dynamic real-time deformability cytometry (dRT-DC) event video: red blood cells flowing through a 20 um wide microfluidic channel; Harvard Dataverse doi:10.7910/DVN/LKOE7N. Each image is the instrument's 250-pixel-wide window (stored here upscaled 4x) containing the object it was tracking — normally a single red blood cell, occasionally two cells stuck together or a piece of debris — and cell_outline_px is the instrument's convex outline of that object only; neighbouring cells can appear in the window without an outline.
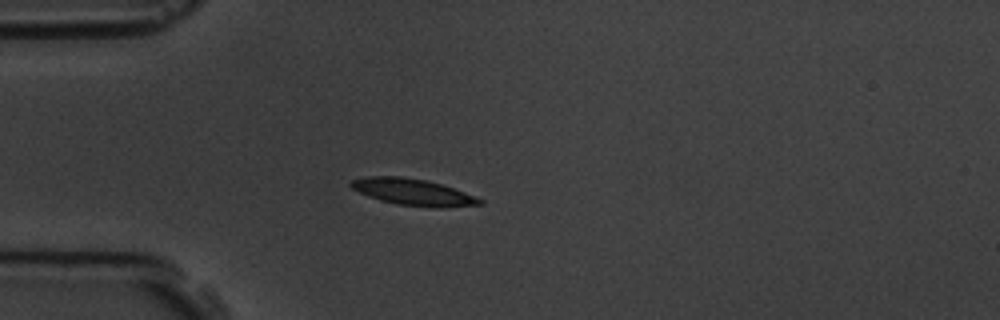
{"species": "common noctule bat (a hibernating species)", "species_latin": "Nyctalus noctula", "temperature_condition": "room temperature", "stored_images_in_passage": 9, "camera_frame_rate_fps": 3000, "um_per_image_px": 0.085, "animal": {"sex": "male", "body_mass_g": 19.5, "forearm_length_mm": 54.6}, "frame": {"image": 1, "passage_image": 3, "time_ms": 2.333, "image_size_px": [1000, 320], "cell_outline_px": [[484, 204], [440, 208], [432, 208], [396, 204], [380, 200], [368, 196], [352, 188], [348, 184], [352, 180], [364, 176], [400, 176], [424, 180], [440, 184], [476, 196], [484, 200]], "centroid_in_image_um": [35.11, 16.33], "position_along_channel_um": 49.9, "area_um2": 19.94}}
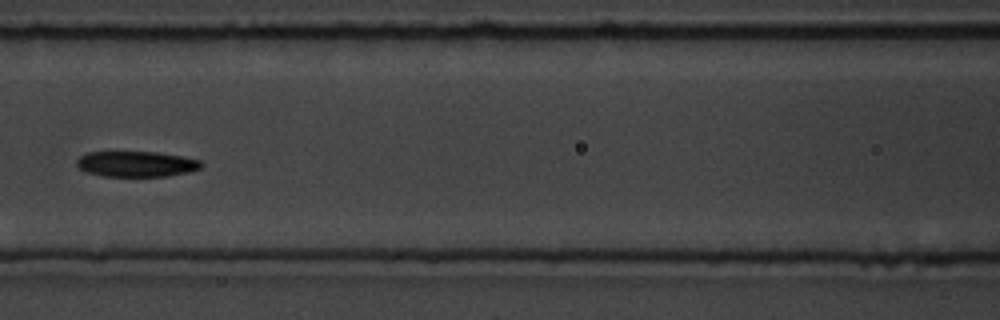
{"frame": {"image": 2, "passage_image": 6, "time_ms": 5.667, "image_size_px": [1000, 320], "cell_outline_px": [[204, 164], [200, 168], [188, 172], [168, 176], [104, 176], [88, 172], [80, 168], [76, 164], [76, 160], [80, 156], [88, 152], [156, 152], [180, 156], [200, 160]], "centroid_in_image_um": [11.6, 13.94], "position_along_channel_um": 155.0, "area_um2": 18.44}}